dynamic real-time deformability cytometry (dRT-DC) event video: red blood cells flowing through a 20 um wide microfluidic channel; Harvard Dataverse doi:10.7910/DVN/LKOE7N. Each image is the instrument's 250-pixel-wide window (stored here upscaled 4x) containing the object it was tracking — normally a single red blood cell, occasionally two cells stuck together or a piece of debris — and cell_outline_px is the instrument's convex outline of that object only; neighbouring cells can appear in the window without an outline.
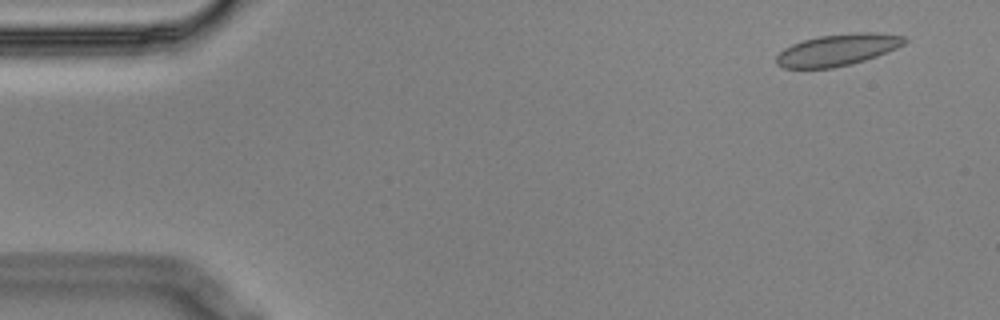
{"species": "Egyptian fruit bat (a non-hibernating species)", "species_latin": "Rousettus aegyptiacus", "temperature_condition": "cold", "stored_images_in_passage": 57, "camera_frame_rate_fps": 3000, "um_per_image_px": 0.085, "animal": {"sex": "male"}, "frame": {"image": 1, "passage_image": 4, "time_ms": 1.0, "image_size_px": [1000, 320], "cell_outline_px": [[908, 40], [904, 44], [888, 52], [852, 64], [832, 68], [784, 68], [776, 64], [776, 56], [784, 48], [792, 44], [804, 40], [820, 36], [856, 32], [876, 32], [904, 36]], "centroid_in_image_um": [71.2, 4.24], "position_along_channel_um": 13.8, "area_um2": 23.64}}
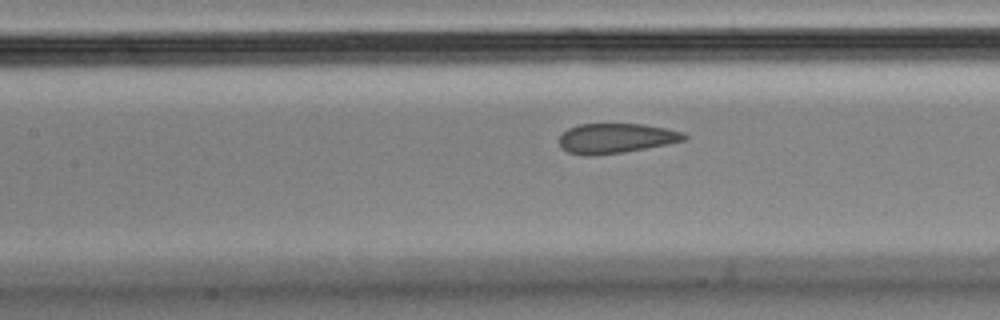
{"frame": {"image": 2, "passage_image": 25, "time_ms": 8.0, "image_size_px": [1000, 320], "cell_outline_px": [[688, 136], [684, 140], [668, 144], [624, 152], [588, 156], [568, 152], [560, 148], [560, 136], [568, 128], [580, 124], [644, 124], [668, 128], [684, 132]], "centroid_in_image_um": [52.37, 11.75], "position_along_channel_um": 155.0, "area_um2": 21.79}}
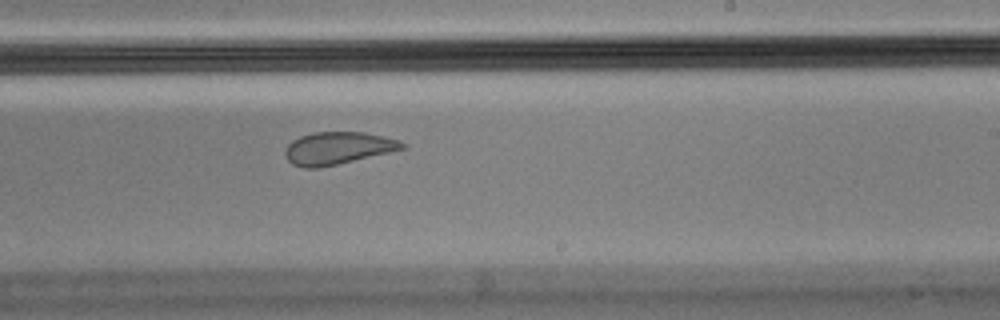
{"frame": {"image": 3, "passage_image": 34, "time_ms": 11.0, "image_size_px": [1000, 320], "cell_outline_px": [[408, 148], [320, 168], [304, 168], [292, 164], [288, 160], [284, 152], [288, 144], [292, 140], [300, 136], [312, 132], [364, 132], [400, 140], [408, 144]], "centroid_in_image_um": [28.74, 12.59], "position_along_channel_um": 260.3, "area_um2": 22.31}}